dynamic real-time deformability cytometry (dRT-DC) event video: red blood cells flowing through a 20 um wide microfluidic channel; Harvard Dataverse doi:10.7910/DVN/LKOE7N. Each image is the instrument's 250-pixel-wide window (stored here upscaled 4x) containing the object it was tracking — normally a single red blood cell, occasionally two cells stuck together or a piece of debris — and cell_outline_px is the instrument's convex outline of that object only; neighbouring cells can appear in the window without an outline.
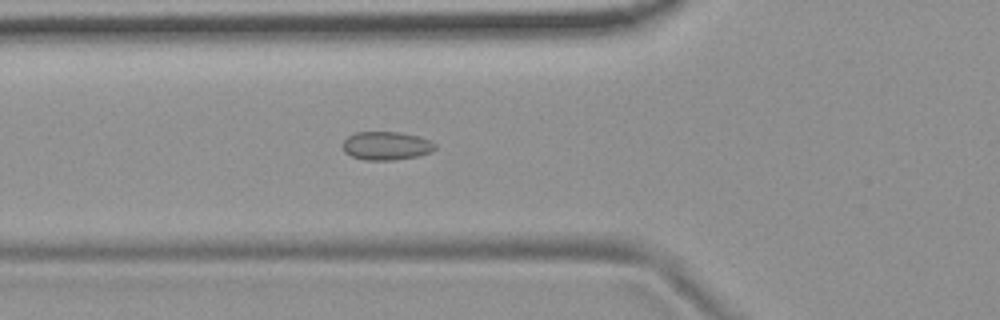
{"species": "common noctule bat (a hibernating species)", "species_latin": "Nyctalus noctula", "temperature_condition": "room temperature", "stored_images_in_passage": 54, "camera_frame_rate_fps": 3000, "um_per_image_px": 0.085, "animal": {"sex": "female", "body_mass_g": 19.9}, "frame": {"image": 1, "passage_image": 20, "time_ms": 6.333, "image_size_px": [1000, 320], "cell_outline_px": [[436, 148], [432, 152], [416, 156], [392, 160], [364, 160], [352, 156], [344, 152], [340, 144], [348, 136], [356, 132], [400, 132], [420, 136], [432, 140], [436, 144]], "centroid_in_image_um": [32.84, 12.38], "position_along_channel_um": 93.0, "area_um2": 15.55}}
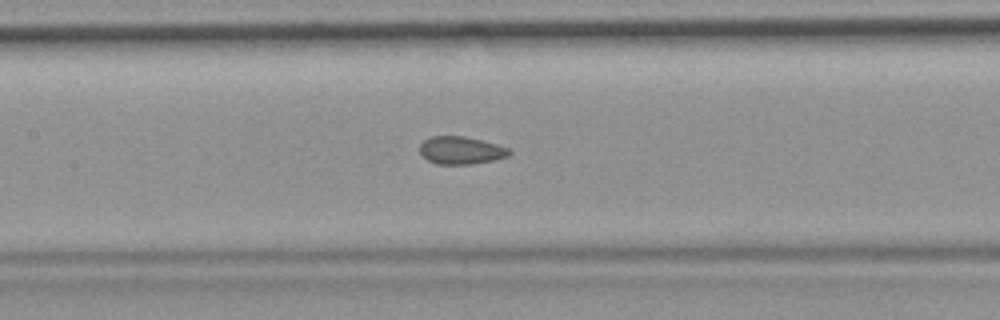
{"frame": {"image": 2, "passage_image": 26, "time_ms": 8.333, "image_size_px": [1000, 320], "cell_outline_px": [[512, 152], [508, 156], [492, 160], [472, 164], [436, 164], [428, 160], [420, 152], [420, 144], [424, 140], [432, 136], [464, 136], [496, 144], [508, 148]], "centroid_in_image_um": [39.17, 12.78], "position_along_channel_um": 168.2, "area_um2": 14.28}}
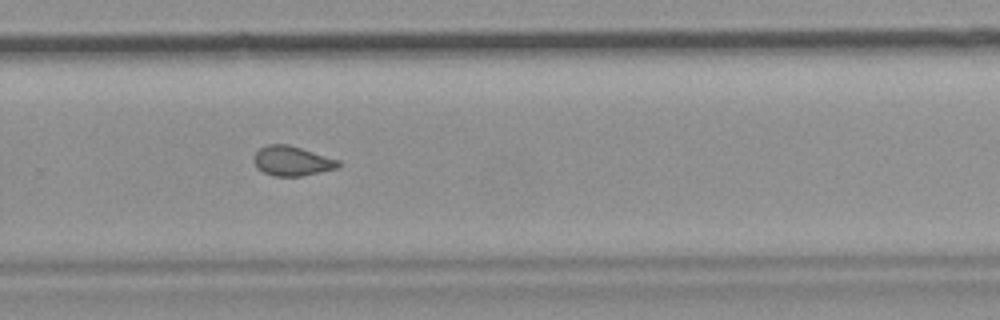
{"frame": {"image": 3, "passage_image": 37, "time_ms": 12.0, "image_size_px": [1000, 320], "cell_outline_px": [[340, 164], [336, 168], [320, 172], [300, 176], [276, 176], [264, 172], [256, 168], [252, 160], [252, 156], [260, 148], [268, 144], [288, 144], [340, 160]], "centroid_in_image_um": [24.78, 13.67], "position_along_channel_um": 305.0, "area_um2": 14.62}, "authors_computed_cell_mechanics": {"area_um2": 15.0858, "velocity_mm_per_s": 3.7503, "shape_relaxation_time_tau1_ms": null, "shape_relaxation_time_tau2_ms": 1.4629, "deformation_change_tau1": null, "deformation_change_tau2": 0.0674}}